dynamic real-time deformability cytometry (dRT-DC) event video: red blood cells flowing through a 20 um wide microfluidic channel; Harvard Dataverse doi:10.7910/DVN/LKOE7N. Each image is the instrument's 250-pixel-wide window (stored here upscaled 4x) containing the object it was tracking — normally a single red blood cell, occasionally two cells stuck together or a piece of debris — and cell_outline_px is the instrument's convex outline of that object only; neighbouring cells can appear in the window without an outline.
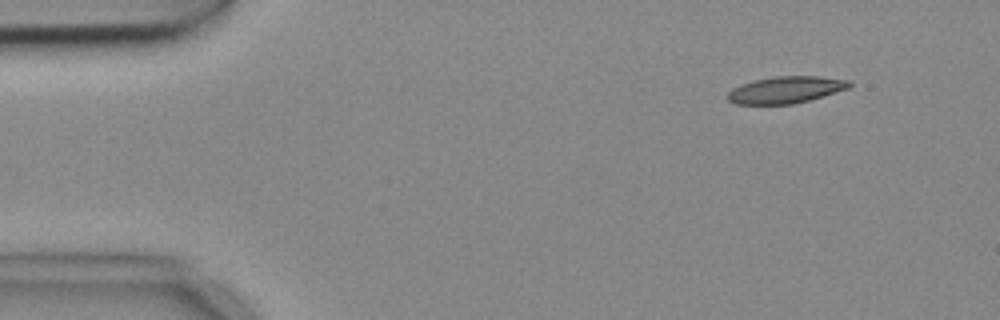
{"species": "common noctule bat (a hibernating species)", "species_latin": "Nyctalus noctula", "temperature_condition": "cold", "stored_images_in_passage": 3, "camera_frame_rate_fps": 3000, "um_per_image_px": 0.085, "animal": {"sex": "female", "body_mass_g": 18.4}, "frame": {"image": 1, "passage_image": 1, "time_ms": 0.0, "image_size_px": [1000, 320], "cell_outline_px": [[852, 84], [848, 88], [824, 96], [792, 104], [736, 104], [728, 100], [728, 92], [732, 88], [740, 84], [752, 80], [776, 76], [820, 76], [852, 80]], "centroid_in_image_um": [66.8, 7.62], "position_along_channel_um": 18.2, "area_um2": 19.13}}
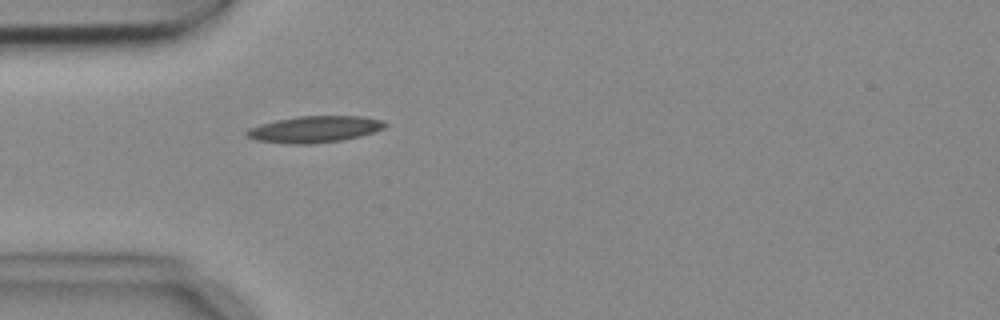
{"frame": {"image": 2, "passage_image": 3, "time_ms": 0.667, "image_size_px": [1000, 320], "cell_outline_px": [[388, 124], [384, 128], [360, 136], [340, 140], [308, 144], [292, 144], [256, 140], [248, 136], [244, 132], [248, 128], [260, 124], [276, 120], [296, 116], [360, 116], [384, 120]], "centroid_in_image_um": [26.73, 10.97], "position_along_channel_um": 58.3, "area_um2": 21.27}}